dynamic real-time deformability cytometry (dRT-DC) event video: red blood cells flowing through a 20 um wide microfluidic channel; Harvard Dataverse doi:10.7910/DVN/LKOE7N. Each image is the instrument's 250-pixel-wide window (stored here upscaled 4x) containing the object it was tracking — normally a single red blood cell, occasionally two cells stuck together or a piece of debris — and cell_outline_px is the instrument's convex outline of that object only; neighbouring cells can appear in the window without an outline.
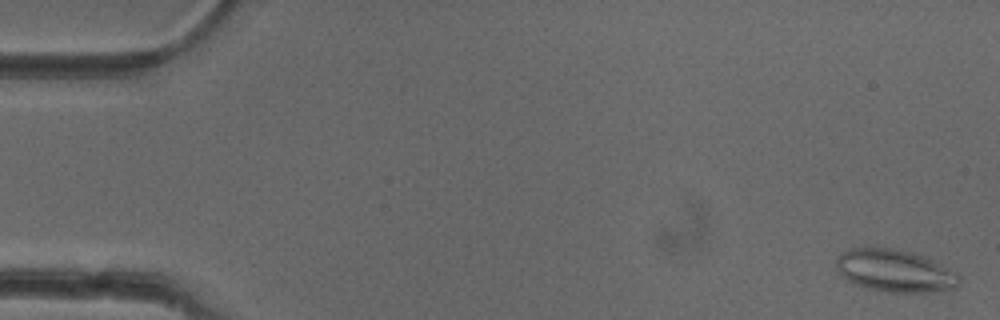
{"species": "common noctule bat (a hibernating species)", "species_latin": "Nyctalus noctula", "temperature_condition": "cold", "stored_images_in_passage": 52, "camera_frame_rate_fps": 3000, "um_per_image_px": 0.085, "animal": {"sex": "female"}, "frame": {"image": 1, "passage_image": 2, "time_ms": 0.333, "image_size_px": [1000, 320], "cell_outline_px": [[960, 284], [956, 288], [928, 292], [892, 292], [868, 288], [852, 284], [840, 276], [836, 264], [836, 260], [840, 252], [848, 248], [892, 248], [912, 252], [932, 260], [956, 272], [960, 276]], "centroid_in_image_um": [76.03, 23.02], "position_along_channel_um": 9.0, "area_um2": 30.46}}
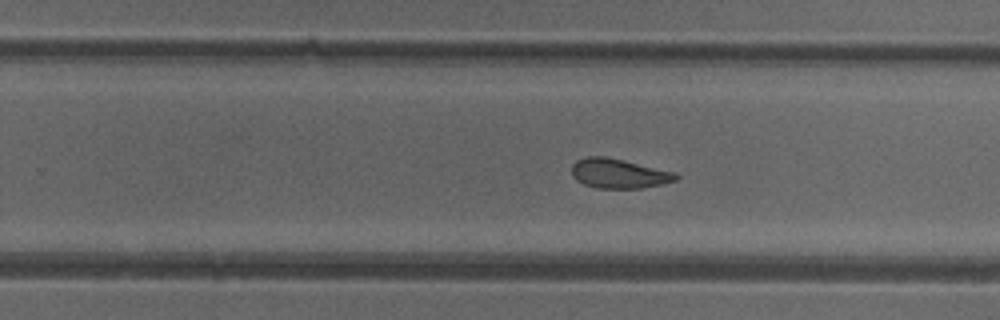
{"frame": {"image": 2, "passage_image": 33, "time_ms": 10.667, "image_size_px": [1000, 320], "cell_outline_px": [[680, 176], [676, 180], [664, 184], [640, 188], [596, 188], [584, 184], [576, 180], [572, 176], [572, 164], [576, 160], [584, 156], [604, 156], [624, 160], [676, 172]], "centroid_in_image_um": [52.6, 14.74], "position_along_channel_um": 277.2, "area_um2": 18.15}}
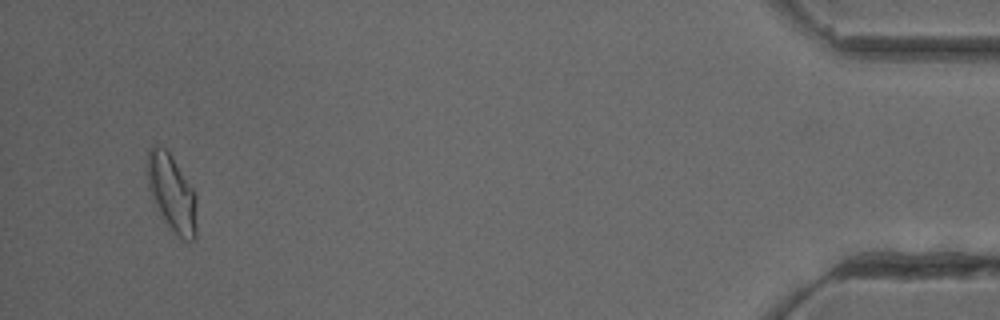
{"frame": {"image": 3, "passage_image": 50, "time_ms": 16.333, "image_size_px": [1000, 320], "cell_outline_px": [[196, 236], [192, 240], [184, 240], [176, 236], [160, 216], [152, 200], [148, 188], [148, 148], [152, 144], [156, 144], [164, 148], [168, 152], [192, 188], [196, 196]], "centroid_in_image_um": [14.59, 16.45], "position_along_channel_um": 420.6, "area_um2": 22.08}, "authors_computed_cell_mechanics": {"area_um2": 19.9121, "velocity_mm_per_s": 3.9742, "shape_relaxation_time_tau1_ms": 8.4038, "shape_relaxation_time_tau2_ms": 3.8687, "deformation_change_tau1": 0.175, "deformation_change_tau2": 0.1163}}